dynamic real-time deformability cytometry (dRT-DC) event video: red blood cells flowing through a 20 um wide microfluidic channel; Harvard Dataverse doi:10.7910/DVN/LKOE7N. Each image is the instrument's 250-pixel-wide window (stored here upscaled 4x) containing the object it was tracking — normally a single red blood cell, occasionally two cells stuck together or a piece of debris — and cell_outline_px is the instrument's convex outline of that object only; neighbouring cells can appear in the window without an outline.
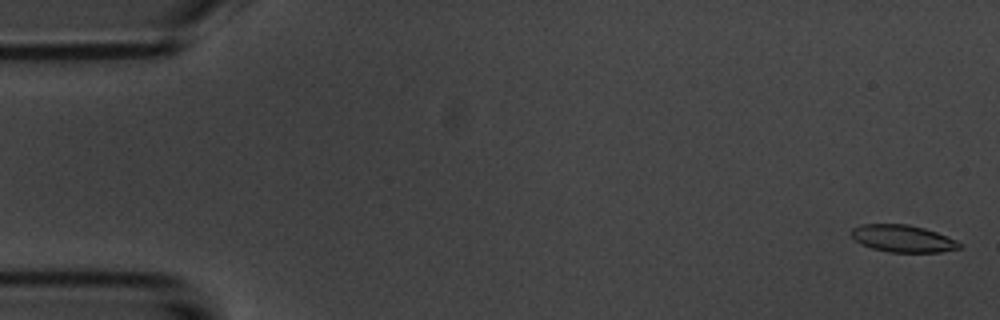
{"species": "common noctule bat (a hibernating species)", "species_latin": "Nyctalus noctula", "temperature_condition": "room temperature", "stored_images_in_passage": 5, "camera_frame_rate_fps": 3000, "um_per_image_px": 0.085, "animal": {"sex": "male", "body_mass_g": 20.1, "forearm_length_mm": 53.5}, "frame": {"image": 1, "passage_image": 1, "time_ms": 0.0, "image_size_px": [1000, 320], "cell_outline_px": [[960, 248], [940, 252], [888, 252], [872, 248], [860, 244], [852, 236], [852, 228], [860, 224], [908, 224], [924, 228], [948, 236], [956, 240], [960, 244]], "centroid_in_image_um": [76.73, 20.27], "position_along_channel_um": 8.3, "area_um2": 17.05}}
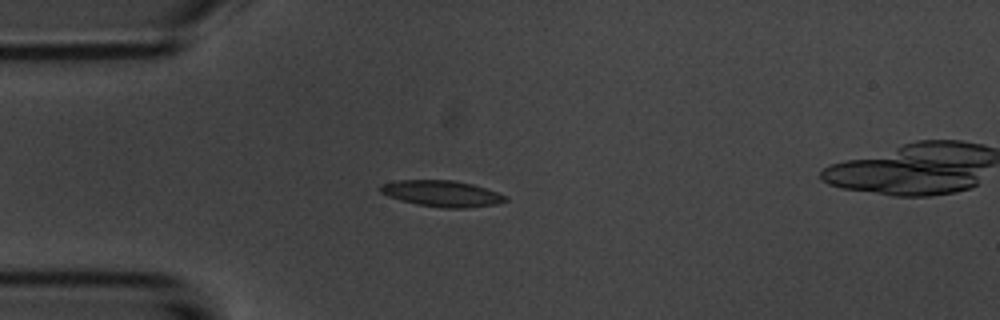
{"frame": {"image": 2, "passage_image": 4, "time_ms": 4.333, "image_size_px": [1000, 320], "cell_outline_px": [[508, 200], [496, 204], [464, 208], [444, 208], [416, 204], [400, 200], [388, 196], [380, 192], [380, 184], [396, 180], [452, 180], [472, 184], [508, 196]], "centroid_in_image_um": [37.54, 16.45], "position_along_channel_um": 47.5, "area_um2": 19.02}}